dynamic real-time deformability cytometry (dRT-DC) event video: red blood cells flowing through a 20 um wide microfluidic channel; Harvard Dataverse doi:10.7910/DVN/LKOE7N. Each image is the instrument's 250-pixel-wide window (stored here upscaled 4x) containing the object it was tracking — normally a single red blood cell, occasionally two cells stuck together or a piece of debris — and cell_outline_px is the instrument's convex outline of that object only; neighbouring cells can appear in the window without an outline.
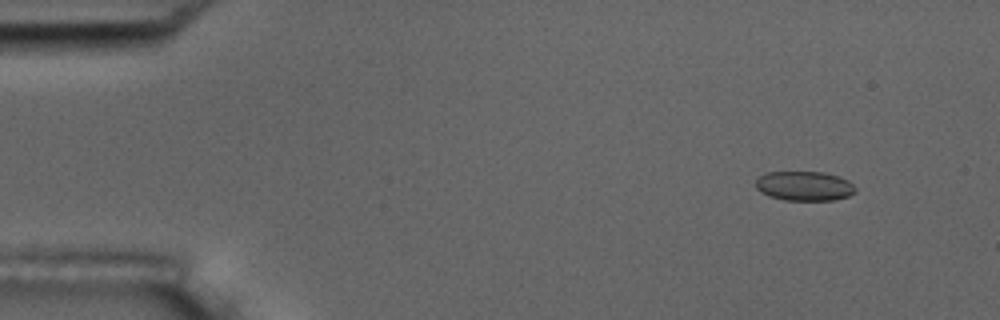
{"species": "common noctule bat (a hibernating species)", "species_latin": "Nyctalus noctula", "temperature_condition": "room temperature", "stored_images_in_passage": 5, "camera_frame_rate_fps": 3000, "um_per_image_px": 0.085, "animal": {"sex": "male", "body_mass_g": 17.5, "forearm_length_mm": 52.3}, "frame": {"image": 1, "passage_image": 2, "time_ms": 1.0, "image_size_px": [1000, 320], "cell_outline_px": [[856, 192], [848, 196], [836, 200], [784, 200], [768, 196], [760, 192], [756, 188], [756, 180], [760, 176], [768, 172], [824, 172], [840, 176], [848, 180], [856, 188]], "centroid_in_image_um": [68.39, 15.81], "position_along_channel_um": 16.6, "area_um2": 17.28}}